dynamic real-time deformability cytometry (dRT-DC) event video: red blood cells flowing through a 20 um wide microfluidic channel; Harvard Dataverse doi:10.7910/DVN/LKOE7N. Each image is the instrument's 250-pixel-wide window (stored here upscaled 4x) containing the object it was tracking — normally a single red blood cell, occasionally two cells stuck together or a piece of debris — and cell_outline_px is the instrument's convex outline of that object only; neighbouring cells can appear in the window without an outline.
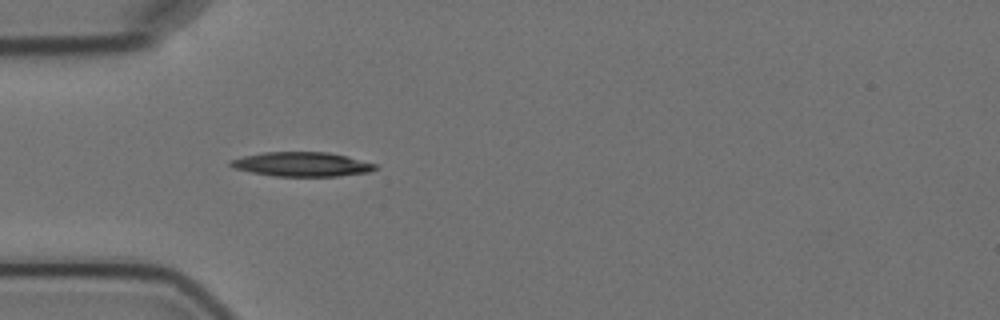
{"species": "Egyptian fruit bat (a non-hibernating species)", "species_latin": "Rousettus aegyptiacus", "temperature_condition": "cold", "stored_images_in_passage": 5, "camera_frame_rate_fps": 3000, "um_per_image_px": 0.085, "animal": {"sex": "female"}, "frame": {"image": 1, "passage_image": 5, "time_ms": 4.667, "image_size_px": [1000, 320], "cell_outline_px": [[380, 168], [368, 172], [336, 176], [272, 176], [232, 168], [228, 164], [228, 160], [244, 156], [264, 152], [328, 152], [376, 164]], "centroid_in_image_um": [25.61, 13.96], "position_along_channel_um": 59.4, "area_um2": 20.46}}